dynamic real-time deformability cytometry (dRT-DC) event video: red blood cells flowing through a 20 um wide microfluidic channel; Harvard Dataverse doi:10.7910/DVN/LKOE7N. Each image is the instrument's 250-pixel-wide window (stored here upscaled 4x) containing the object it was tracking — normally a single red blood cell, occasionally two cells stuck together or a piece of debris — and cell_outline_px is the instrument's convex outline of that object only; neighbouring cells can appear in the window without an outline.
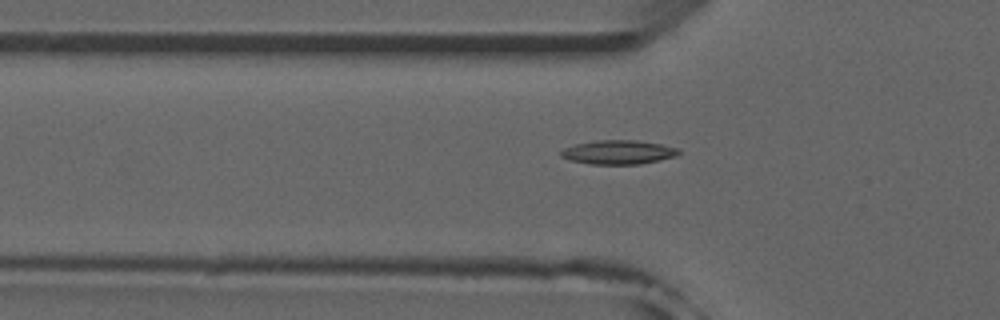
{"species": "common noctule bat (a hibernating species)", "species_latin": "Nyctalus noctula", "temperature_condition": "room temperature", "stored_images_in_passage": 13, "camera_frame_rate_fps": 3000, "um_per_image_px": 0.085, "animal": {"sex": "male", "forearm_length_mm": 52.5}, "frame": {"image": 1, "passage_image": 10, "time_ms": 3.0, "image_size_px": [1000, 320], "cell_outline_px": [[680, 152], [676, 156], [660, 160], [640, 164], [588, 164], [568, 160], [560, 156], [560, 152], [564, 148], [576, 144], [596, 140], [636, 140], [660, 144], [680, 148]], "centroid_in_image_um": [52.55, 12.94], "position_along_channel_um": 73.2, "area_um2": 16.59}}